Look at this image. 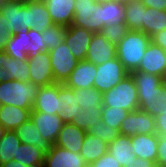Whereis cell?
I'll list each match as a JSON object with an SVG mask.
<instances>
[{
  "label": "cell",
  "instance_id": "cell-1",
  "mask_svg": "<svg viewBox=\"0 0 166 167\" xmlns=\"http://www.w3.org/2000/svg\"><path fill=\"white\" fill-rule=\"evenodd\" d=\"M60 118L88 131L101 120L103 93L96 88L71 89L59 83Z\"/></svg>",
  "mask_w": 166,
  "mask_h": 167
},
{
  "label": "cell",
  "instance_id": "cell-2",
  "mask_svg": "<svg viewBox=\"0 0 166 167\" xmlns=\"http://www.w3.org/2000/svg\"><path fill=\"white\" fill-rule=\"evenodd\" d=\"M130 74L136 83L139 109L154 118L166 112V80L159 75L136 70Z\"/></svg>",
  "mask_w": 166,
  "mask_h": 167
},
{
  "label": "cell",
  "instance_id": "cell-3",
  "mask_svg": "<svg viewBox=\"0 0 166 167\" xmlns=\"http://www.w3.org/2000/svg\"><path fill=\"white\" fill-rule=\"evenodd\" d=\"M150 43L151 37L144 32L128 30L116 45L117 57L129 74L139 68L144 52Z\"/></svg>",
  "mask_w": 166,
  "mask_h": 167
},
{
  "label": "cell",
  "instance_id": "cell-4",
  "mask_svg": "<svg viewBox=\"0 0 166 167\" xmlns=\"http://www.w3.org/2000/svg\"><path fill=\"white\" fill-rule=\"evenodd\" d=\"M39 86L33 82L10 80L0 83V105L33 109Z\"/></svg>",
  "mask_w": 166,
  "mask_h": 167
},
{
  "label": "cell",
  "instance_id": "cell-5",
  "mask_svg": "<svg viewBox=\"0 0 166 167\" xmlns=\"http://www.w3.org/2000/svg\"><path fill=\"white\" fill-rule=\"evenodd\" d=\"M103 106L126 109L130 112L139 109L136 83L131 74L115 87L103 93Z\"/></svg>",
  "mask_w": 166,
  "mask_h": 167
},
{
  "label": "cell",
  "instance_id": "cell-6",
  "mask_svg": "<svg viewBox=\"0 0 166 167\" xmlns=\"http://www.w3.org/2000/svg\"><path fill=\"white\" fill-rule=\"evenodd\" d=\"M71 25L100 33L103 25L102 0H75Z\"/></svg>",
  "mask_w": 166,
  "mask_h": 167
},
{
  "label": "cell",
  "instance_id": "cell-7",
  "mask_svg": "<svg viewBox=\"0 0 166 167\" xmlns=\"http://www.w3.org/2000/svg\"><path fill=\"white\" fill-rule=\"evenodd\" d=\"M97 73L94 81V88L104 93L120 83L129 72L120 62L118 57L109 60L103 64L96 65Z\"/></svg>",
  "mask_w": 166,
  "mask_h": 167
},
{
  "label": "cell",
  "instance_id": "cell-8",
  "mask_svg": "<svg viewBox=\"0 0 166 167\" xmlns=\"http://www.w3.org/2000/svg\"><path fill=\"white\" fill-rule=\"evenodd\" d=\"M48 53L50 55L54 81L64 84L71 72L76 68L78 61L64 41L60 46L48 51Z\"/></svg>",
  "mask_w": 166,
  "mask_h": 167
},
{
  "label": "cell",
  "instance_id": "cell-9",
  "mask_svg": "<svg viewBox=\"0 0 166 167\" xmlns=\"http://www.w3.org/2000/svg\"><path fill=\"white\" fill-rule=\"evenodd\" d=\"M156 133L155 118L141 109L130 112L120 125L119 134L129 137Z\"/></svg>",
  "mask_w": 166,
  "mask_h": 167
},
{
  "label": "cell",
  "instance_id": "cell-10",
  "mask_svg": "<svg viewBox=\"0 0 166 167\" xmlns=\"http://www.w3.org/2000/svg\"><path fill=\"white\" fill-rule=\"evenodd\" d=\"M0 13L9 22L6 26L11 34L30 29V2L24 4L8 1Z\"/></svg>",
  "mask_w": 166,
  "mask_h": 167
},
{
  "label": "cell",
  "instance_id": "cell-11",
  "mask_svg": "<svg viewBox=\"0 0 166 167\" xmlns=\"http://www.w3.org/2000/svg\"><path fill=\"white\" fill-rule=\"evenodd\" d=\"M30 68L29 81L40 86L55 83L48 51L41 52L35 57L28 58Z\"/></svg>",
  "mask_w": 166,
  "mask_h": 167
},
{
  "label": "cell",
  "instance_id": "cell-12",
  "mask_svg": "<svg viewBox=\"0 0 166 167\" xmlns=\"http://www.w3.org/2000/svg\"><path fill=\"white\" fill-rule=\"evenodd\" d=\"M93 34V32L81 27L73 25L67 27L64 42L77 61L85 60Z\"/></svg>",
  "mask_w": 166,
  "mask_h": 167
},
{
  "label": "cell",
  "instance_id": "cell-13",
  "mask_svg": "<svg viewBox=\"0 0 166 167\" xmlns=\"http://www.w3.org/2000/svg\"><path fill=\"white\" fill-rule=\"evenodd\" d=\"M59 83L40 86L31 112L60 115Z\"/></svg>",
  "mask_w": 166,
  "mask_h": 167
},
{
  "label": "cell",
  "instance_id": "cell-14",
  "mask_svg": "<svg viewBox=\"0 0 166 167\" xmlns=\"http://www.w3.org/2000/svg\"><path fill=\"white\" fill-rule=\"evenodd\" d=\"M44 167H89L80 153L52 145L45 153Z\"/></svg>",
  "mask_w": 166,
  "mask_h": 167
},
{
  "label": "cell",
  "instance_id": "cell-15",
  "mask_svg": "<svg viewBox=\"0 0 166 167\" xmlns=\"http://www.w3.org/2000/svg\"><path fill=\"white\" fill-rule=\"evenodd\" d=\"M136 71L159 75L166 80V51L151 42Z\"/></svg>",
  "mask_w": 166,
  "mask_h": 167
},
{
  "label": "cell",
  "instance_id": "cell-16",
  "mask_svg": "<svg viewBox=\"0 0 166 167\" xmlns=\"http://www.w3.org/2000/svg\"><path fill=\"white\" fill-rule=\"evenodd\" d=\"M116 49L101 33H94L85 59L95 65L103 64L117 57Z\"/></svg>",
  "mask_w": 166,
  "mask_h": 167
},
{
  "label": "cell",
  "instance_id": "cell-17",
  "mask_svg": "<svg viewBox=\"0 0 166 167\" xmlns=\"http://www.w3.org/2000/svg\"><path fill=\"white\" fill-rule=\"evenodd\" d=\"M96 73L95 64L86 59L78 61L76 68L71 72L64 85L71 89L94 88Z\"/></svg>",
  "mask_w": 166,
  "mask_h": 167
},
{
  "label": "cell",
  "instance_id": "cell-18",
  "mask_svg": "<svg viewBox=\"0 0 166 167\" xmlns=\"http://www.w3.org/2000/svg\"><path fill=\"white\" fill-rule=\"evenodd\" d=\"M31 119L38 128L39 134L54 145L64 124L60 115L31 112Z\"/></svg>",
  "mask_w": 166,
  "mask_h": 167
},
{
  "label": "cell",
  "instance_id": "cell-19",
  "mask_svg": "<svg viewBox=\"0 0 166 167\" xmlns=\"http://www.w3.org/2000/svg\"><path fill=\"white\" fill-rule=\"evenodd\" d=\"M55 25L69 27L74 17L75 0H43Z\"/></svg>",
  "mask_w": 166,
  "mask_h": 167
},
{
  "label": "cell",
  "instance_id": "cell-20",
  "mask_svg": "<svg viewBox=\"0 0 166 167\" xmlns=\"http://www.w3.org/2000/svg\"><path fill=\"white\" fill-rule=\"evenodd\" d=\"M87 132L75 124L64 123L54 145L74 153H80Z\"/></svg>",
  "mask_w": 166,
  "mask_h": 167
},
{
  "label": "cell",
  "instance_id": "cell-21",
  "mask_svg": "<svg viewBox=\"0 0 166 167\" xmlns=\"http://www.w3.org/2000/svg\"><path fill=\"white\" fill-rule=\"evenodd\" d=\"M158 140L159 135L157 133L132 136V151L137 158L146 159L156 163Z\"/></svg>",
  "mask_w": 166,
  "mask_h": 167
},
{
  "label": "cell",
  "instance_id": "cell-22",
  "mask_svg": "<svg viewBox=\"0 0 166 167\" xmlns=\"http://www.w3.org/2000/svg\"><path fill=\"white\" fill-rule=\"evenodd\" d=\"M4 52L10 57L27 61L28 54L31 52V41L28 36V30H20L8 39Z\"/></svg>",
  "mask_w": 166,
  "mask_h": 167
},
{
  "label": "cell",
  "instance_id": "cell-23",
  "mask_svg": "<svg viewBox=\"0 0 166 167\" xmlns=\"http://www.w3.org/2000/svg\"><path fill=\"white\" fill-rule=\"evenodd\" d=\"M107 152L111 154L115 160L125 167L136 159L135 153L132 151L131 137L118 134L116 139L108 144Z\"/></svg>",
  "mask_w": 166,
  "mask_h": 167
},
{
  "label": "cell",
  "instance_id": "cell-24",
  "mask_svg": "<svg viewBox=\"0 0 166 167\" xmlns=\"http://www.w3.org/2000/svg\"><path fill=\"white\" fill-rule=\"evenodd\" d=\"M14 131L20 139L21 143L37 146L45 153H47L52 146L48 140L44 139L39 134L38 128L35 126L31 118L28 121L22 123Z\"/></svg>",
  "mask_w": 166,
  "mask_h": 167
},
{
  "label": "cell",
  "instance_id": "cell-25",
  "mask_svg": "<svg viewBox=\"0 0 166 167\" xmlns=\"http://www.w3.org/2000/svg\"><path fill=\"white\" fill-rule=\"evenodd\" d=\"M32 109H22L11 105H0V124L6 130H15L31 118Z\"/></svg>",
  "mask_w": 166,
  "mask_h": 167
},
{
  "label": "cell",
  "instance_id": "cell-26",
  "mask_svg": "<svg viewBox=\"0 0 166 167\" xmlns=\"http://www.w3.org/2000/svg\"><path fill=\"white\" fill-rule=\"evenodd\" d=\"M125 6V24L128 30L144 32L143 17L146 6L140 0H127Z\"/></svg>",
  "mask_w": 166,
  "mask_h": 167
},
{
  "label": "cell",
  "instance_id": "cell-27",
  "mask_svg": "<svg viewBox=\"0 0 166 167\" xmlns=\"http://www.w3.org/2000/svg\"><path fill=\"white\" fill-rule=\"evenodd\" d=\"M108 143L90 134H86L83 141V146L80 150L81 156L85 159L88 165L97 161L101 156L107 153Z\"/></svg>",
  "mask_w": 166,
  "mask_h": 167
},
{
  "label": "cell",
  "instance_id": "cell-28",
  "mask_svg": "<svg viewBox=\"0 0 166 167\" xmlns=\"http://www.w3.org/2000/svg\"><path fill=\"white\" fill-rule=\"evenodd\" d=\"M45 152L37 146L20 143L15 161L28 167L44 166Z\"/></svg>",
  "mask_w": 166,
  "mask_h": 167
},
{
  "label": "cell",
  "instance_id": "cell-29",
  "mask_svg": "<svg viewBox=\"0 0 166 167\" xmlns=\"http://www.w3.org/2000/svg\"><path fill=\"white\" fill-rule=\"evenodd\" d=\"M103 25L125 24L124 2L118 0H102Z\"/></svg>",
  "mask_w": 166,
  "mask_h": 167
},
{
  "label": "cell",
  "instance_id": "cell-30",
  "mask_svg": "<svg viewBox=\"0 0 166 167\" xmlns=\"http://www.w3.org/2000/svg\"><path fill=\"white\" fill-rule=\"evenodd\" d=\"M54 25L43 0L30 2V28L45 30Z\"/></svg>",
  "mask_w": 166,
  "mask_h": 167
},
{
  "label": "cell",
  "instance_id": "cell-31",
  "mask_svg": "<svg viewBox=\"0 0 166 167\" xmlns=\"http://www.w3.org/2000/svg\"><path fill=\"white\" fill-rule=\"evenodd\" d=\"M144 33L152 37L154 34L166 29V10L159 11L146 7L144 17Z\"/></svg>",
  "mask_w": 166,
  "mask_h": 167
},
{
  "label": "cell",
  "instance_id": "cell-32",
  "mask_svg": "<svg viewBox=\"0 0 166 167\" xmlns=\"http://www.w3.org/2000/svg\"><path fill=\"white\" fill-rule=\"evenodd\" d=\"M20 143L21 141L14 130H6L0 140V165L17 158Z\"/></svg>",
  "mask_w": 166,
  "mask_h": 167
},
{
  "label": "cell",
  "instance_id": "cell-33",
  "mask_svg": "<svg viewBox=\"0 0 166 167\" xmlns=\"http://www.w3.org/2000/svg\"><path fill=\"white\" fill-rule=\"evenodd\" d=\"M66 31L67 27L55 24L41 31L47 51H51L62 44Z\"/></svg>",
  "mask_w": 166,
  "mask_h": 167
},
{
  "label": "cell",
  "instance_id": "cell-34",
  "mask_svg": "<svg viewBox=\"0 0 166 167\" xmlns=\"http://www.w3.org/2000/svg\"><path fill=\"white\" fill-rule=\"evenodd\" d=\"M130 113V111L124 108H111L109 106H102L101 108V119L104 124L109 127L115 128L118 132L123 119Z\"/></svg>",
  "mask_w": 166,
  "mask_h": 167
},
{
  "label": "cell",
  "instance_id": "cell-35",
  "mask_svg": "<svg viewBox=\"0 0 166 167\" xmlns=\"http://www.w3.org/2000/svg\"><path fill=\"white\" fill-rule=\"evenodd\" d=\"M30 68L28 61L17 60L10 57L9 74L6 76V80H19L21 82L29 81Z\"/></svg>",
  "mask_w": 166,
  "mask_h": 167
},
{
  "label": "cell",
  "instance_id": "cell-36",
  "mask_svg": "<svg viewBox=\"0 0 166 167\" xmlns=\"http://www.w3.org/2000/svg\"><path fill=\"white\" fill-rule=\"evenodd\" d=\"M87 133L95 137H99L108 144L114 141L119 134L115 128L104 124L102 119L99 122H95L93 126H90Z\"/></svg>",
  "mask_w": 166,
  "mask_h": 167
},
{
  "label": "cell",
  "instance_id": "cell-37",
  "mask_svg": "<svg viewBox=\"0 0 166 167\" xmlns=\"http://www.w3.org/2000/svg\"><path fill=\"white\" fill-rule=\"evenodd\" d=\"M128 31L126 24H114L104 26L101 30V34L109 40L111 43L117 45Z\"/></svg>",
  "mask_w": 166,
  "mask_h": 167
},
{
  "label": "cell",
  "instance_id": "cell-38",
  "mask_svg": "<svg viewBox=\"0 0 166 167\" xmlns=\"http://www.w3.org/2000/svg\"><path fill=\"white\" fill-rule=\"evenodd\" d=\"M28 36L31 41V52L28 54V58L35 57L37 54L47 51V47L43 42L41 30L30 28L28 29Z\"/></svg>",
  "mask_w": 166,
  "mask_h": 167
},
{
  "label": "cell",
  "instance_id": "cell-39",
  "mask_svg": "<svg viewBox=\"0 0 166 167\" xmlns=\"http://www.w3.org/2000/svg\"><path fill=\"white\" fill-rule=\"evenodd\" d=\"M156 167H166V136H159Z\"/></svg>",
  "mask_w": 166,
  "mask_h": 167
},
{
  "label": "cell",
  "instance_id": "cell-40",
  "mask_svg": "<svg viewBox=\"0 0 166 167\" xmlns=\"http://www.w3.org/2000/svg\"><path fill=\"white\" fill-rule=\"evenodd\" d=\"M89 167H122L114 157L108 152L101 156L97 161L92 162Z\"/></svg>",
  "mask_w": 166,
  "mask_h": 167
},
{
  "label": "cell",
  "instance_id": "cell-41",
  "mask_svg": "<svg viewBox=\"0 0 166 167\" xmlns=\"http://www.w3.org/2000/svg\"><path fill=\"white\" fill-rule=\"evenodd\" d=\"M9 23L4 16L0 13V51L6 48L8 39L12 36L8 31L6 24Z\"/></svg>",
  "mask_w": 166,
  "mask_h": 167
},
{
  "label": "cell",
  "instance_id": "cell-42",
  "mask_svg": "<svg viewBox=\"0 0 166 167\" xmlns=\"http://www.w3.org/2000/svg\"><path fill=\"white\" fill-rule=\"evenodd\" d=\"M10 56L4 51H0V83L6 81V76L9 74Z\"/></svg>",
  "mask_w": 166,
  "mask_h": 167
},
{
  "label": "cell",
  "instance_id": "cell-43",
  "mask_svg": "<svg viewBox=\"0 0 166 167\" xmlns=\"http://www.w3.org/2000/svg\"><path fill=\"white\" fill-rule=\"evenodd\" d=\"M156 133L159 136H166V112H161L155 117Z\"/></svg>",
  "mask_w": 166,
  "mask_h": 167
},
{
  "label": "cell",
  "instance_id": "cell-44",
  "mask_svg": "<svg viewBox=\"0 0 166 167\" xmlns=\"http://www.w3.org/2000/svg\"><path fill=\"white\" fill-rule=\"evenodd\" d=\"M151 42L166 51V29L154 34L151 37Z\"/></svg>",
  "mask_w": 166,
  "mask_h": 167
},
{
  "label": "cell",
  "instance_id": "cell-45",
  "mask_svg": "<svg viewBox=\"0 0 166 167\" xmlns=\"http://www.w3.org/2000/svg\"><path fill=\"white\" fill-rule=\"evenodd\" d=\"M143 5L159 11L166 10V0H140Z\"/></svg>",
  "mask_w": 166,
  "mask_h": 167
},
{
  "label": "cell",
  "instance_id": "cell-46",
  "mask_svg": "<svg viewBox=\"0 0 166 167\" xmlns=\"http://www.w3.org/2000/svg\"><path fill=\"white\" fill-rule=\"evenodd\" d=\"M125 167H156V163L146 159L136 158Z\"/></svg>",
  "mask_w": 166,
  "mask_h": 167
},
{
  "label": "cell",
  "instance_id": "cell-47",
  "mask_svg": "<svg viewBox=\"0 0 166 167\" xmlns=\"http://www.w3.org/2000/svg\"><path fill=\"white\" fill-rule=\"evenodd\" d=\"M0 167H28V166H25L18 161L10 160L6 163L1 164ZM39 167H44V166H39Z\"/></svg>",
  "mask_w": 166,
  "mask_h": 167
},
{
  "label": "cell",
  "instance_id": "cell-48",
  "mask_svg": "<svg viewBox=\"0 0 166 167\" xmlns=\"http://www.w3.org/2000/svg\"><path fill=\"white\" fill-rule=\"evenodd\" d=\"M6 129L0 124V140L4 136Z\"/></svg>",
  "mask_w": 166,
  "mask_h": 167
},
{
  "label": "cell",
  "instance_id": "cell-49",
  "mask_svg": "<svg viewBox=\"0 0 166 167\" xmlns=\"http://www.w3.org/2000/svg\"><path fill=\"white\" fill-rule=\"evenodd\" d=\"M9 1H13V2H18V3H27V2H31V1H36V0H9Z\"/></svg>",
  "mask_w": 166,
  "mask_h": 167
},
{
  "label": "cell",
  "instance_id": "cell-50",
  "mask_svg": "<svg viewBox=\"0 0 166 167\" xmlns=\"http://www.w3.org/2000/svg\"><path fill=\"white\" fill-rule=\"evenodd\" d=\"M9 0H0V10L4 7V5L8 2Z\"/></svg>",
  "mask_w": 166,
  "mask_h": 167
}]
</instances>
